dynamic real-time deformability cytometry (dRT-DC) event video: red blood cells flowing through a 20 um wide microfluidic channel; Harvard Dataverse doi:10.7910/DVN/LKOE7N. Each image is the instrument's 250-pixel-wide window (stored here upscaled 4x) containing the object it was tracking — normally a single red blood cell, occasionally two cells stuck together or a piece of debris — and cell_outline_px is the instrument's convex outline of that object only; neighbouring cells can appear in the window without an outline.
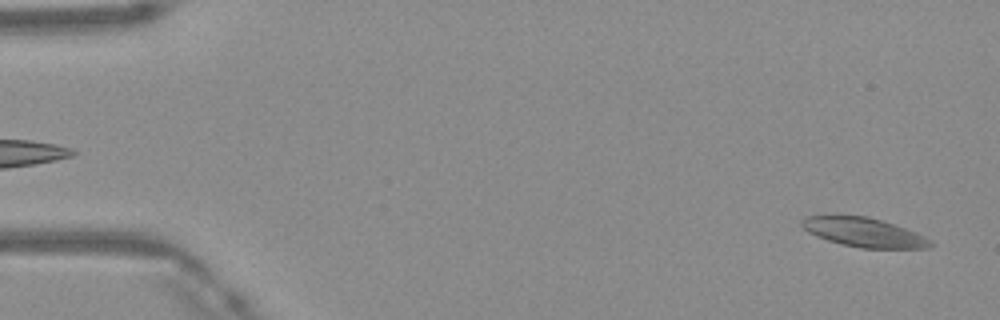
{"species": "Egyptian fruit bat (a non-hibernating species)", "species_latin": "Rousettus aegyptiacus", "temperature_condition": "warm", "stored_images_in_passage": 49, "camera_frame_rate_fps": 3000, "um_per_image_px": 0.085, "frame": {"image": 1, "passage_image": 2, "time_ms": 0.333, "image_size_px": [1000, 320], "cell_outline_px": [[932, 244], [928, 248], [860, 248], [828, 240], [816, 236], [808, 232], [800, 224], [800, 220], [804, 216], [868, 216], [904, 228], [924, 236], [932, 240]], "centroid_in_image_um": [73.4, 19.75], "position_along_channel_um": 11.6, "area_um2": 21.5}}
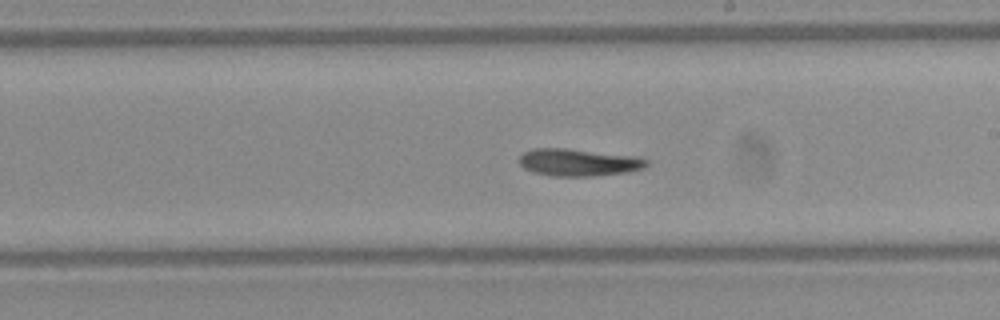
{"frame": {"image": 2, "passage_image": 28, "time_ms": 9.0, "image_size_px": [1000, 320], "cell_outline_px": [[648, 164], [644, 168], [628, 172], [592, 176], [552, 176], [532, 172], [524, 168], [516, 160], [524, 152], [532, 148], [564, 148], [636, 156], [648, 160]], "centroid_in_image_um": [49.14, 13.8], "position_along_channel_um": 239.9, "area_um2": 20.35}}
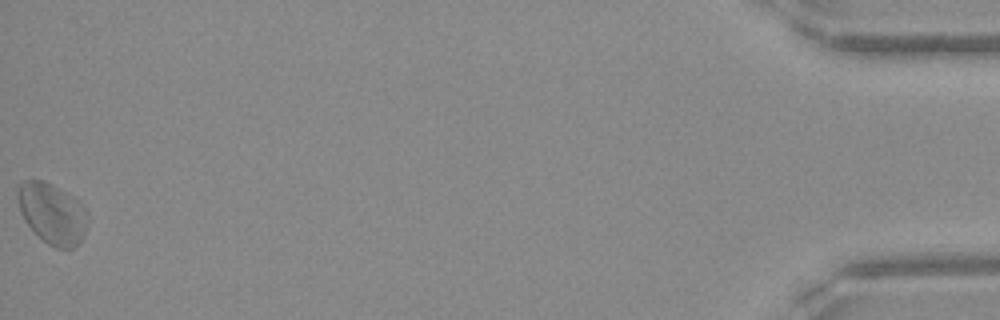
{"frame": {"image": 3, "passage_image": 49, "time_ms": 16.0, "image_size_px": [1000, 320], "cell_outline_px": [[88, 224], [84, 236], [72, 248], [56, 248], [48, 244], [24, 220], [20, 212], [16, 196], [16, 192], [20, 184], [24, 180], [44, 180], [52, 184], [80, 200], [84, 204], [88, 212]], "centroid_in_image_um": [4.47, 18.11], "position_along_channel_um": 430.7, "area_um2": 24.97}}